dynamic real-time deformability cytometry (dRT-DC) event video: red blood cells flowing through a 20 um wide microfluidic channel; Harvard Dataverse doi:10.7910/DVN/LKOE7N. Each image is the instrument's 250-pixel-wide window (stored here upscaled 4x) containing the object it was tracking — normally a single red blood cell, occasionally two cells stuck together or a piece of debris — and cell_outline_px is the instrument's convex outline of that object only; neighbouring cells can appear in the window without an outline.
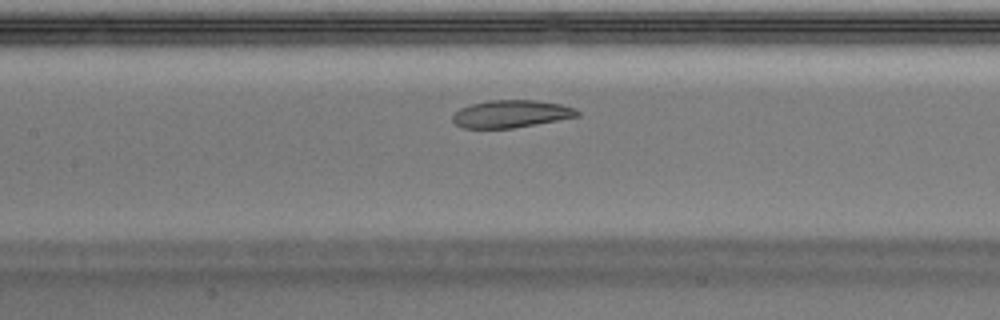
{"species": "Egyptian fruit bat (a non-hibernating species)", "species_latin": "Rousettus aegyptiacus", "temperature_condition": "warm", "stored_images_in_passage": 39, "camera_frame_rate_fps": 3000, "um_per_image_px": 0.085, "animal": {"sex": "male"}, "frame": {"image": 1, "passage_image": 17, "time_ms": 5.333, "image_size_px": [1000, 320], "cell_outline_px": [[580, 116], [536, 124], [512, 128], [464, 128], [456, 124], [452, 120], [452, 116], [460, 108], [472, 104], [488, 100], [532, 100], [560, 104], [576, 108], [580, 112]], "centroid_in_image_um": [43.46, 9.68], "position_along_channel_um": 163.9, "area_um2": 19.88}}